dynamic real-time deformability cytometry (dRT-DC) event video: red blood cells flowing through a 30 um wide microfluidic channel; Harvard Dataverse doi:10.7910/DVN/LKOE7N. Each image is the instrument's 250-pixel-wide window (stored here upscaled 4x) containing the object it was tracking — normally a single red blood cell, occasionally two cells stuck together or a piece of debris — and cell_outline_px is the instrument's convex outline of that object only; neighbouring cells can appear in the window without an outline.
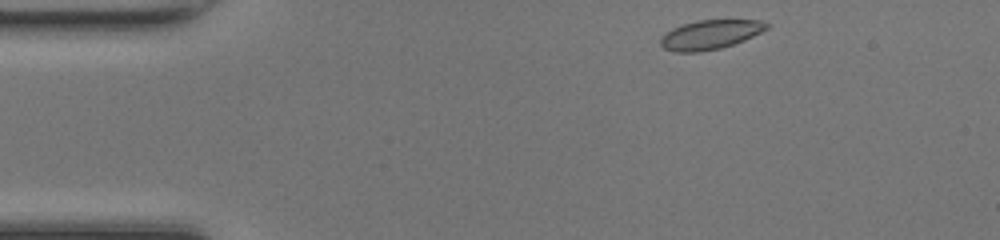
{"species": "common noctule bat (a hibernating species)", "species_latin": "Nyctalus noctula", "temperature_condition": "room temperature", "stored_images_in_passage": 42, "camera_frame_rate_fps": 3000, "um_per_image_px": 0.085, "animal": {"sex": "female", "body_mass_g": 17.0, "forearm_length_mm": 48.0}, "frame": {"image": 1, "passage_image": 1, "time_ms": 0.0, "image_size_px": [1000, 240], "cell_outline_px": [[768, 28], [744, 40], [720, 48], [700, 52], [676, 52], [664, 48], [660, 44], [660, 36], [672, 28], [696, 20], [760, 20], [768, 24]], "centroid_in_image_um": [60.32, 2.94], "position_along_channel_um": 24.7, "area_um2": 17.98}}
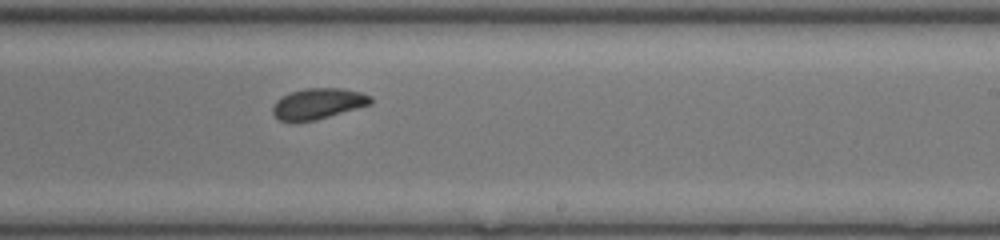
{"frame": {"image": 2, "passage_image": 23, "time_ms": 7.333, "image_size_px": [1000, 240], "cell_outline_px": [[372, 104], [316, 120], [280, 120], [272, 112], [272, 108], [276, 100], [292, 92], [304, 88], [344, 88], [360, 92], [372, 96]], "centroid_in_image_um": [27.09, 8.79], "position_along_channel_um": 261.9, "area_um2": 17.34}}
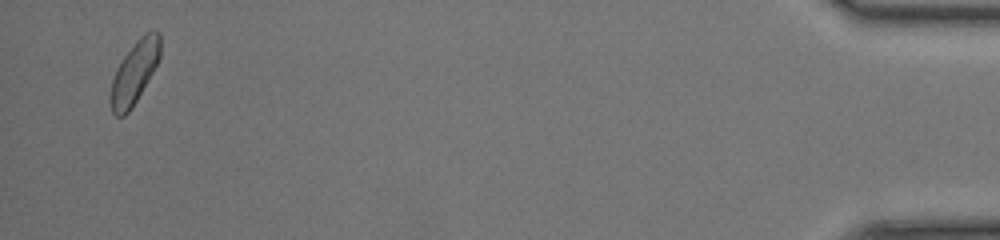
{"frame": {"image": 3, "passage_image": 41, "time_ms": 13.333, "image_size_px": [1000, 240], "cell_outline_px": [[160, 56], [152, 72], [132, 108], [124, 116], [116, 116], [112, 112], [112, 80], [116, 68], [124, 56], [136, 40], [140, 36], [152, 28], [160, 32]], "centroid_in_image_um": [11.46, 6.1], "position_along_channel_um": 423.7, "area_um2": 17.69}, "authors_computed_cell_mechanics": {"area_um2": 18.0336, "velocity_mm_per_s": 4.2202, "shape_relaxation_time_tau1_ms": 5.1513, "shape_relaxation_time_tau2_ms": 5.2472, "deformation_change_tau1": 0.1036, "deformation_change_tau2": 0.0616}}